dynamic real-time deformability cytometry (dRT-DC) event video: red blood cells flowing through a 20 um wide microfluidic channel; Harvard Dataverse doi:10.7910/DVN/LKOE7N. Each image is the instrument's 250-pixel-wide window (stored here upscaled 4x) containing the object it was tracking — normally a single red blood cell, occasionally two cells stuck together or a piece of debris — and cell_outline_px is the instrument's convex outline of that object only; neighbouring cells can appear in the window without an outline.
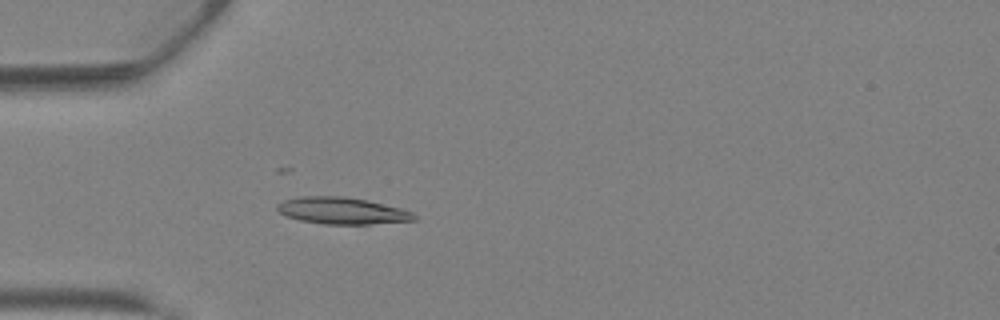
{"species": "Egyptian fruit bat (a non-hibernating species)", "species_latin": "Rousettus aegyptiacus", "temperature_condition": "warm", "stored_images_in_passage": 28, "camera_frame_rate_fps": 3000, "um_per_image_px": 0.085, "animal": {"sex": "female"}, "frame": {"image": 1, "passage_image": 13, "time_ms": 4.0, "image_size_px": [1000, 320], "cell_outline_px": [[416, 220], [368, 224], [324, 224], [300, 220], [288, 216], [280, 212], [276, 208], [276, 204], [284, 200], [300, 196], [344, 196], [368, 200], [400, 208], [412, 212], [416, 216]], "centroid_in_image_um": [29.07, 17.9], "position_along_channel_um": 55.9, "area_um2": 21.27}}
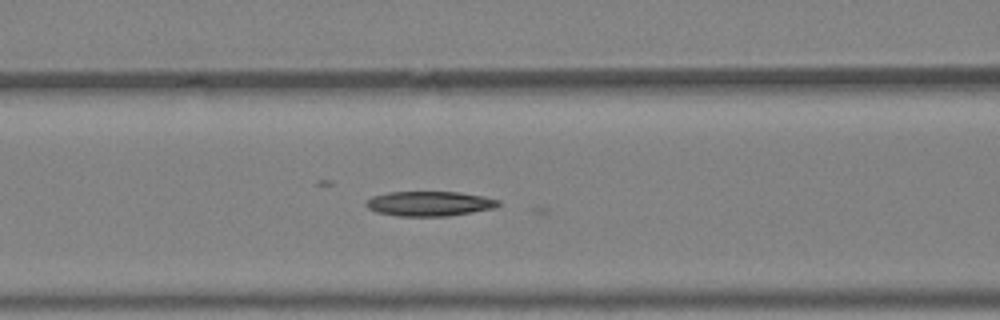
{"frame": {"image": 2, "passage_image": 18, "time_ms": 5.667, "image_size_px": [1000, 320], "cell_outline_px": [[500, 204], [496, 208], [448, 216], [400, 216], [376, 212], [368, 208], [364, 204], [372, 196], [388, 192], [460, 192], [484, 196], [500, 200]], "centroid_in_image_um": [36.53, 17.31], "position_along_channel_um": 130.1, "area_um2": 19.19}}
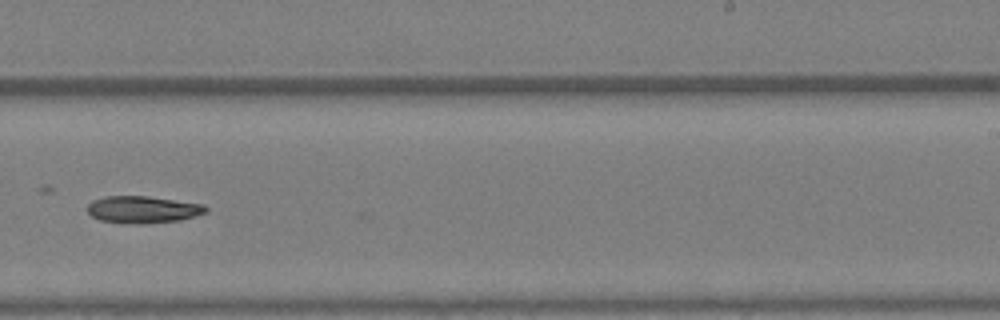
{"frame": {"image": 3, "passage_image": 27, "time_ms": 8.667, "image_size_px": [1000, 320], "cell_outline_px": [[208, 212], [196, 216], [180, 220], [144, 224], [140, 224], [100, 220], [92, 216], [88, 212], [88, 204], [92, 200], [104, 196], [148, 196], [204, 204], [208, 208]], "centroid_in_image_um": [12.18, 17.8], "position_along_channel_um": 276.8, "area_um2": 18.73}}